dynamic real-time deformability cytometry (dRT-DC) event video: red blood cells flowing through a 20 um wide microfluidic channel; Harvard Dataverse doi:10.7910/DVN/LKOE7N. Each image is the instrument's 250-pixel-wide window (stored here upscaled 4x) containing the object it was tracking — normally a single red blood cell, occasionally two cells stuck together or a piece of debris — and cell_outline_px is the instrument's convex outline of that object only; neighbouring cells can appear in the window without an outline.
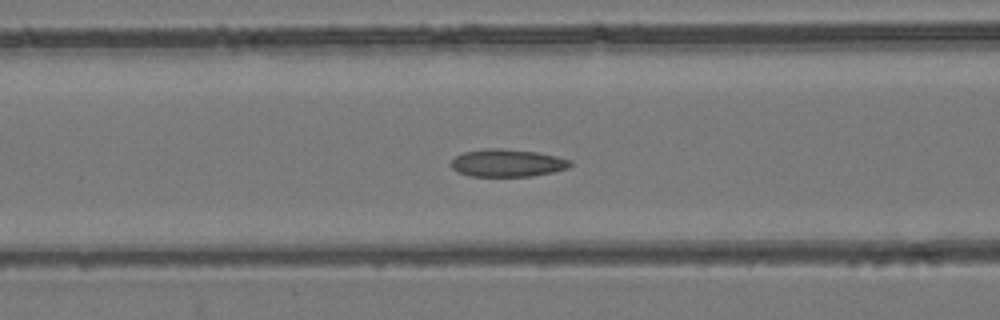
{"species": "common noctule bat (a hibernating species)", "species_latin": "Nyctalus noctula", "temperature_condition": "room temperature", "stored_images_in_passage": 53, "camera_frame_rate_fps": 3000, "um_per_image_px": 0.085, "animal": {"sex": "female", "body_mass_g": 24.6, "forearm_length_mm": 56.2}, "frame": {"image": 1, "passage_image": 22, "time_ms": 7.0, "image_size_px": [1000, 320], "cell_outline_px": [[572, 164], [568, 168], [552, 172], [532, 176], [472, 176], [460, 172], [452, 168], [448, 164], [456, 156], [464, 152], [484, 148], [500, 148], [536, 152], [556, 156], [572, 160]], "centroid_in_image_um": [43.12, 13.84], "position_along_channel_um": 123.5, "area_um2": 19.13}}
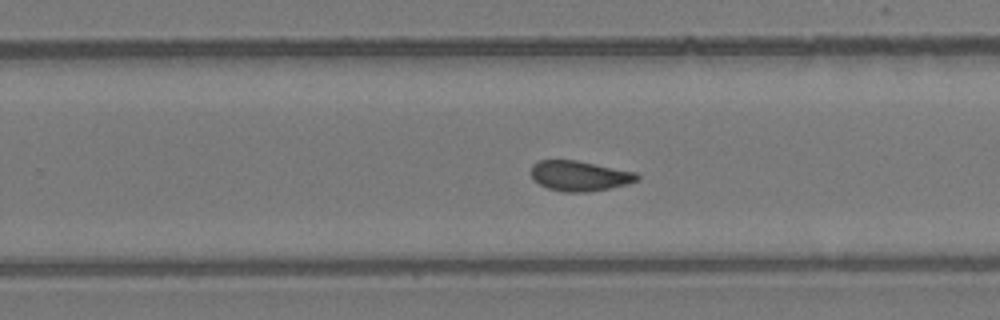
{"frame": {"image": 2, "passage_image": 34, "time_ms": 11.0, "image_size_px": [1000, 320], "cell_outline_px": [[640, 180], [628, 184], [608, 188], [584, 192], [564, 192], [548, 188], [532, 180], [532, 164], [540, 160], [576, 160], [636, 172], [640, 176]], "centroid_in_image_um": [49.27, 14.94], "position_along_channel_um": 280.5, "area_um2": 18.61}}
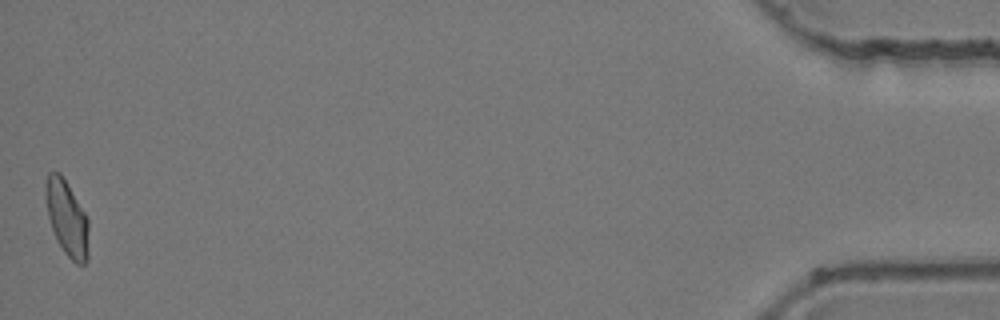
{"frame": {"image": 3, "passage_image": 53, "time_ms": 17.333, "image_size_px": [1000, 320], "cell_outline_px": [[88, 260], [84, 264], [76, 264], [64, 252], [56, 240], [48, 216], [44, 192], [44, 188], [48, 172], [60, 172], [84, 212], [88, 220]], "centroid_in_image_um": [5.67, 18.56], "position_along_channel_um": 429.5, "area_um2": 18.84}, "authors_computed_cell_mechanics": {"area_um2": 19.074, "velocity_mm_per_s": 3.9395, "shape_relaxation_time_tau1_ms": null, "shape_relaxation_time_tau2_ms": 1.964, "deformation_change_tau1": null, "deformation_change_tau2": 0.0782}}